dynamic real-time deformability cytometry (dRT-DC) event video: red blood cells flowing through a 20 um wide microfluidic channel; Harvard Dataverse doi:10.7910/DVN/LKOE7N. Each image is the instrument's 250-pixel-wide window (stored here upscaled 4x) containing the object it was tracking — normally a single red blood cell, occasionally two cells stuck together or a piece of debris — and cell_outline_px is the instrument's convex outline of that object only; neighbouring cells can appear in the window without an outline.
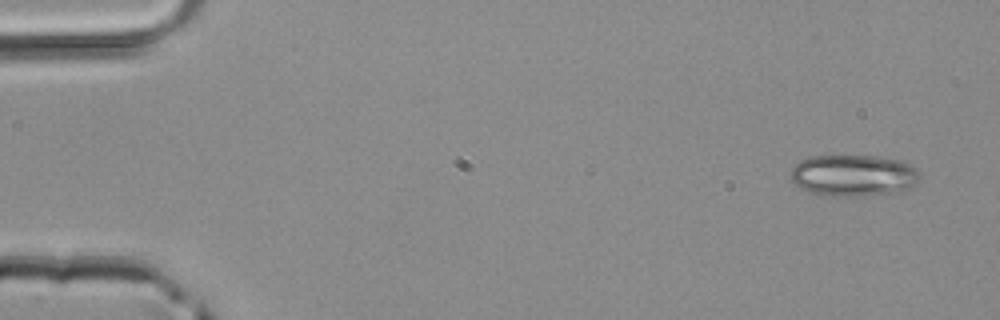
{"species": "common noctule bat (a hibernating species)", "species_latin": "Nyctalus noctula", "temperature_condition": "room temperature", "stored_images_in_passage": 4, "camera_frame_rate_fps": 3000, "um_per_image_px": 0.085, "animal": {"sex": "male", "body_mass_g": 20.4}, "frame": {"image": 1, "passage_image": 1, "time_ms": 0.0, "image_size_px": [1000, 320], "cell_outline_px": [[920, 180], [904, 192], [856, 196], [828, 196], [812, 192], [796, 184], [792, 180], [792, 168], [800, 160], [812, 156], [876, 156], [900, 160], [916, 168], [920, 172]], "centroid_in_image_um": [72.61, 14.91], "position_along_channel_um": 12.4, "area_um2": 31.27}}